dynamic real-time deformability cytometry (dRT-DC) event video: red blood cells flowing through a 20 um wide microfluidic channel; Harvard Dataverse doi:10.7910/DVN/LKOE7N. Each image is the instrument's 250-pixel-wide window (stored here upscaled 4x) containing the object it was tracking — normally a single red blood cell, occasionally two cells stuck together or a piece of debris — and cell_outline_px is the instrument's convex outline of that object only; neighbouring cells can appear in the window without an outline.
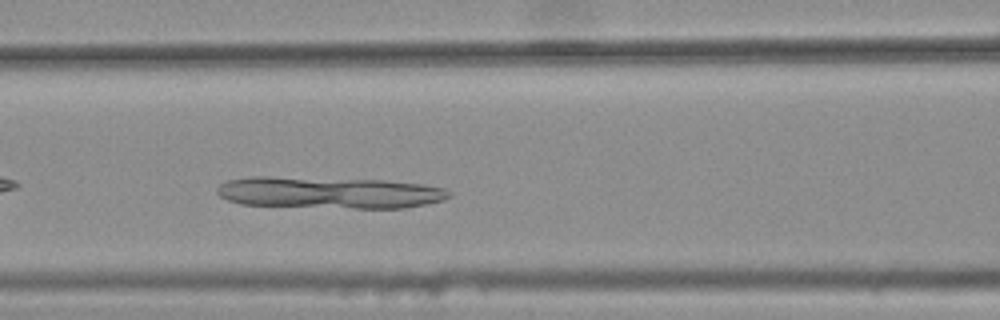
{"species": "common noctule bat (a hibernating species)", "species_latin": "Nyctalus noctula", "temperature_condition": "warm", "stored_images_in_passage": 30, "camera_frame_rate_fps": 3000, "um_per_image_px": 0.085, "animal": {"sex": "female", "body_mass_g": 25.1}, "frame": {"image": 1, "passage_image": 9, "time_ms": 2.667, "image_size_px": [1000, 320], "cell_outline_px": [[452, 196], [444, 200], [404, 208], [356, 208], [240, 204], [228, 200], [220, 196], [216, 192], [216, 188], [220, 184], [228, 180], [252, 176], [268, 176], [384, 180], [420, 184], [444, 188], [452, 192]], "centroid_in_image_um": [27.98, 16.36], "position_along_channel_um": 138.6, "area_um2": 42.89}}
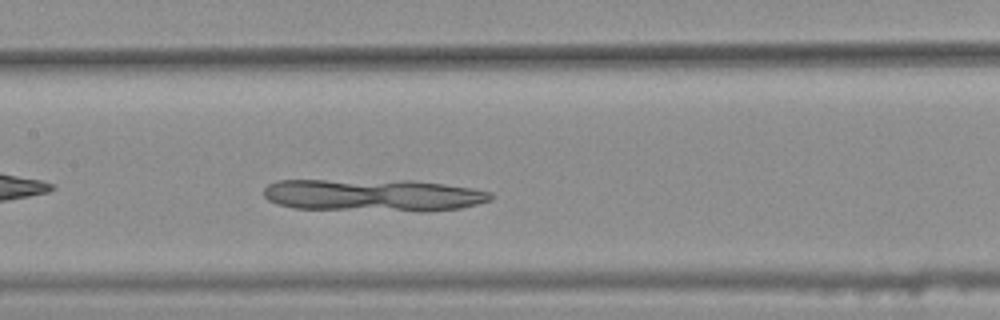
{"frame": {"image": 2, "passage_image": 12, "time_ms": 3.667, "image_size_px": [1000, 320], "cell_outline_px": [[492, 200], [460, 208], [428, 212], [292, 208], [276, 204], [268, 200], [264, 196], [264, 188], [268, 184], [276, 180], [412, 180], [444, 184], [472, 188], [492, 192]], "centroid_in_image_um": [31.72, 16.59], "position_along_channel_um": 175.7, "area_um2": 43.35}}
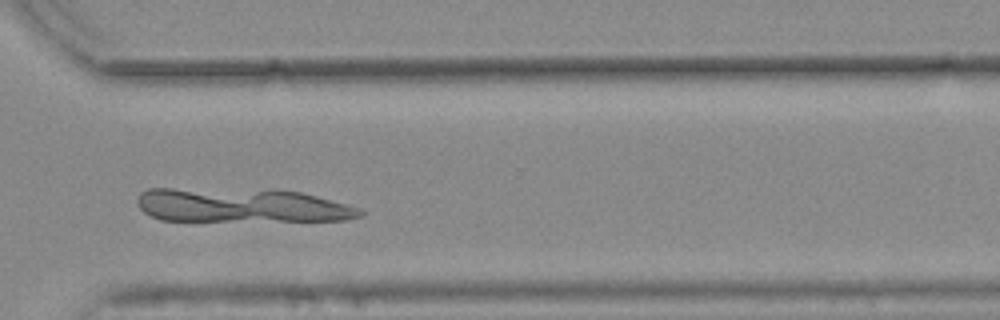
{"frame": {"image": 3, "passage_image": 26, "time_ms": 8.333, "image_size_px": [1000, 320], "cell_outline_px": [[364, 212], [360, 216], [344, 220], [160, 220], [144, 212], [140, 208], [136, 200], [140, 192], [148, 188], [172, 188], [300, 192], [364, 208]], "centroid_in_image_um": [20.5, 17.46], "position_along_channel_um": 350.1, "area_um2": 43.35}}